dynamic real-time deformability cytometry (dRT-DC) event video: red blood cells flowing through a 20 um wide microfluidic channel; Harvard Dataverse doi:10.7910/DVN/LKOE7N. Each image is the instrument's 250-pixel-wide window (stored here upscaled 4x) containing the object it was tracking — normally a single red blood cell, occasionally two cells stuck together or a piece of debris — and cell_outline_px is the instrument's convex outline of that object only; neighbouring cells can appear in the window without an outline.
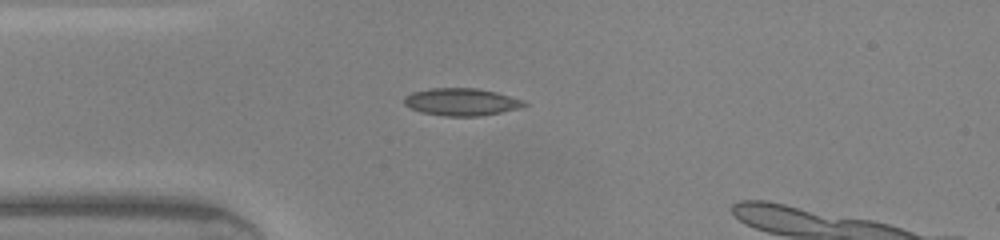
{"species": "common noctule bat (a hibernating species)", "species_latin": "Nyctalus noctula", "temperature_condition": "warm", "stored_images_in_passage": 30, "camera_frame_rate_fps": 3000, "um_per_image_px": 0.085, "animal": {"sex": "male", "body_mass_g": 20.0, "forearm_length_mm": 53.3}, "frame": {"image": 1, "passage_image": 1, "time_ms": 0.0, "image_size_px": [1000, 240], "cell_outline_px": [[528, 104], [520, 108], [480, 116], [444, 116], [420, 112], [404, 104], [404, 96], [412, 92], [432, 88], [476, 88], [496, 92], [524, 100]], "centroid_in_image_um": [39.22, 8.66], "position_along_channel_um": 45.8, "area_um2": 19.13}}
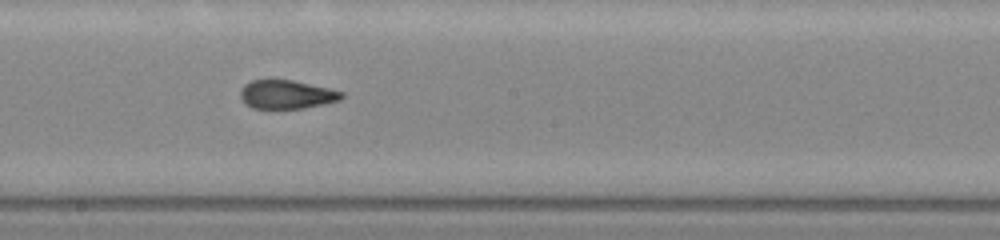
{"frame": {"image": 2, "passage_image": 14, "time_ms": 4.333, "image_size_px": [1000, 240], "cell_outline_px": [[344, 96], [340, 100], [300, 108], [252, 108], [244, 104], [240, 96], [240, 92], [244, 84], [252, 80], [292, 80], [328, 88], [344, 92]], "centroid_in_image_um": [24.33, 8.02], "position_along_channel_um": 223.9, "area_um2": 16.7}}
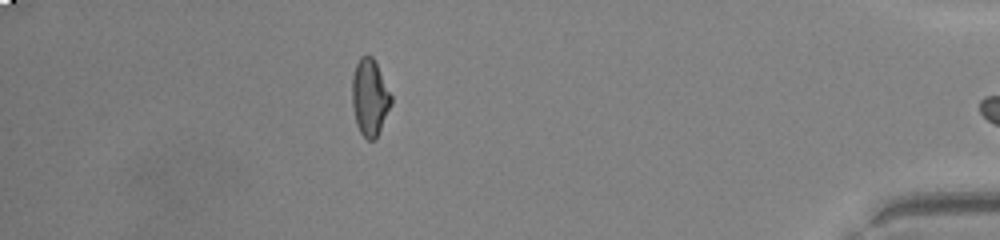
{"frame": {"image": 3, "passage_image": 30, "time_ms": 9.667, "image_size_px": [1000, 240], "cell_outline_px": [[392, 104], [376, 140], [368, 140], [360, 132], [356, 124], [352, 104], [352, 76], [356, 64], [360, 56], [372, 56], [392, 96]], "centroid_in_image_um": [31.43, 8.31], "position_along_channel_um": 403.8, "area_um2": 17.46}, "authors_computed_cell_mechanics": {"area_um2": 17.5712, "velocity_mm_per_s": 4.3795, "shape_relaxation_time_tau1_ms": null, "shape_relaxation_time_tau2_ms": 1.2402, "deformation_change_tau1": null, "deformation_change_tau2": 0.0665}}